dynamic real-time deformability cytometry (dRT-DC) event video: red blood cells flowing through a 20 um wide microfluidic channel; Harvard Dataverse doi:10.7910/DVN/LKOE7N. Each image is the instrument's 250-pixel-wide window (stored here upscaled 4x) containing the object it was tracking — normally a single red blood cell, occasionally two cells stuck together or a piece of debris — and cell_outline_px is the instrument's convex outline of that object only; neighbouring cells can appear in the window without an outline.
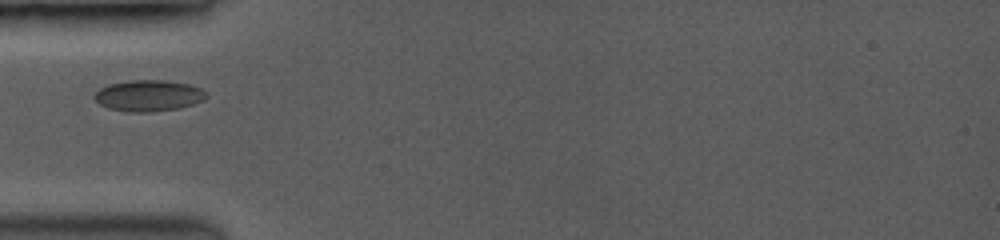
{"species": "common noctule bat (a hibernating species)", "species_latin": "Nyctalus noctula", "temperature_condition": "room temperature", "stored_images_in_passage": 2, "camera_frame_rate_fps": 3500, "um_per_image_px": 0.085, "animal": {"sex": "female", "body_mass_g": 19.0, "forearm_length_mm": 53.3}, "frame": {"image": 1, "passage_image": 1, "time_ms": 0.0, "image_size_px": [1000, 240], "cell_outline_px": [[208, 96], [192, 104], [176, 108], [148, 112], [132, 112], [108, 108], [100, 104], [96, 100], [96, 92], [100, 88], [108, 84], [128, 80], [164, 80], [188, 84], [200, 88]], "centroid_in_image_um": [12.59, 8.11], "position_along_channel_um": 72.4, "area_um2": 19.94}}